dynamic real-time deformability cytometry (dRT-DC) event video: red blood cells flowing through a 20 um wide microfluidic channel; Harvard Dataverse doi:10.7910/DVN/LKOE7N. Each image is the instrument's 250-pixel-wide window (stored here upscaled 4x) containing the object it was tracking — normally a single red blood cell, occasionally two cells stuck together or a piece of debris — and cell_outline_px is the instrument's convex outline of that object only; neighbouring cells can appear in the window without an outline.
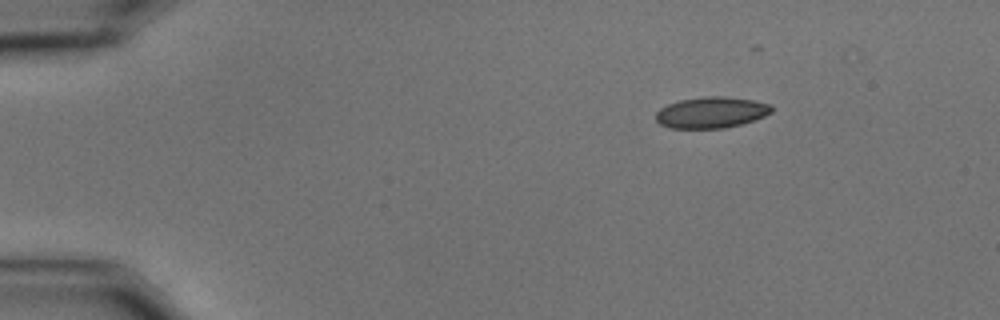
{"species": "common noctule bat (a hibernating species)", "species_latin": "Nyctalus noctula", "temperature_condition": "cold", "stored_images_in_passage": 20, "camera_frame_rate_fps": 3000, "um_per_image_px": 0.085, "animal": {"sex": "male", "body_mass_g": 15.6}, "frame": {"image": 1, "passage_image": 1, "time_ms": 0.0, "image_size_px": [1000, 320], "cell_outline_px": [[772, 112], [764, 116], [740, 124], [724, 128], [668, 128], [660, 124], [656, 120], [656, 112], [660, 108], [668, 104], [680, 100], [708, 96], [724, 96], [752, 100], [772, 104]], "centroid_in_image_um": [60.45, 9.56], "position_along_channel_um": 24.6, "area_um2": 20.92}}
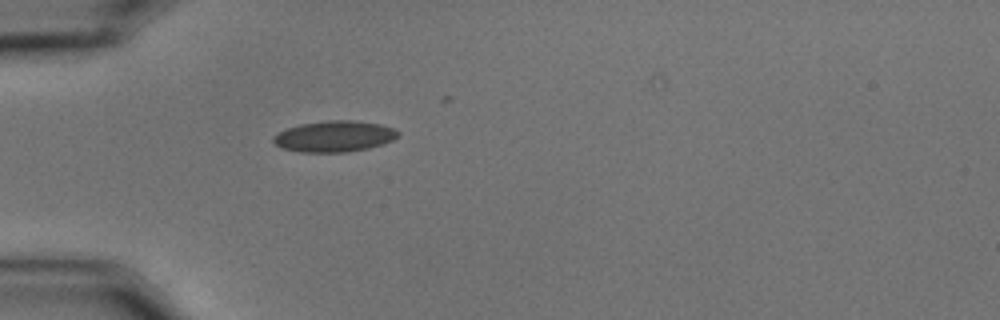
{"frame": {"image": 2, "passage_image": 10, "time_ms": 3.0, "image_size_px": [1000, 320], "cell_outline_px": [[400, 136], [392, 140], [368, 148], [348, 152], [300, 152], [284, 148], [276, 144], [272, 140], [272, 136], [288, 128], [300, 124], [328, 120], [352, 120], [380, 124], [392, 128], [400, 132]], "centroid_in_image_um": [28.43, 11.58], "position_along_channel_um": 56.6, "area_um2": 22.43}}